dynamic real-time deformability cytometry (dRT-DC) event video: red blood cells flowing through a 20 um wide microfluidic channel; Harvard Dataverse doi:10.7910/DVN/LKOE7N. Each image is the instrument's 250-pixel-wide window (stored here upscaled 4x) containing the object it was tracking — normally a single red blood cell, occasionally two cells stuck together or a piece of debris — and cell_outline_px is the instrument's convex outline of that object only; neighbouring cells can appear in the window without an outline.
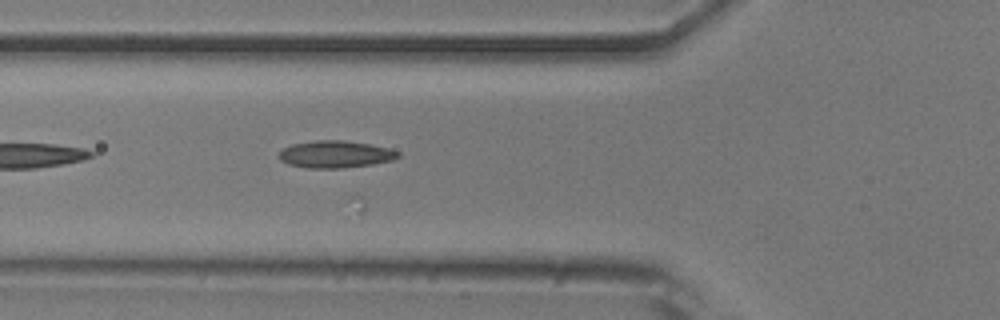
{"species": "common noctule bat (a hibernating species)", "species_latin": "Nyctalus noctula", "temperature_condition": "room temperature", "stored_images_in_passage": 11, "camera_frame_rate_fps": 3000, "um_per_image_px": 0.085, "animal": {"sex": "male", "body_mass_g": 20.5, "forearm_length_mm": 52.5}, "frame": {"image": 1, "passage_image": 5, "time_ms": 1.333, "image_size_px": [1000, 320], "cell_outline_px": [[400, 156], [392, 160], [372, 164], [340, 168], [308, 168], [288, 164], [280, 160], [280, 152], [284, 148], [292, 144], [316, 140], [344, 140], [372, 144], [388, 148], [400, 152]], "centroid_in_image_um": [28.52, 13.1], "position_along_channel_um": 97.3, "area_um2": 18.79}}
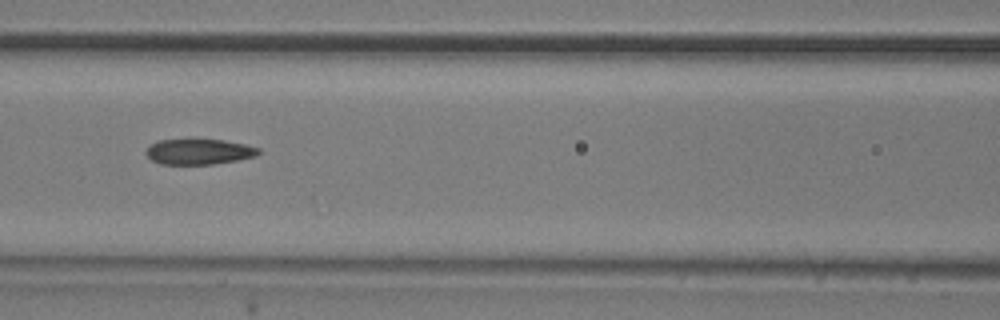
{"frame": {"image": 2, "passage_image": 9, "time_ms": 2.667, "image_size_px": [1000, 320], "cell_outline_px": [[260, 152], [256, 156], [236, 160], [212, 164], [160, 164], [152, 160], [144, 152], [152, 144], [160, 140], [224, 140], [244, 144], [260, 148]], "centroid_in_image_um": [16.92, 12.9], "position_along_channel_um": 149.7, "area_um2": 16.47}}